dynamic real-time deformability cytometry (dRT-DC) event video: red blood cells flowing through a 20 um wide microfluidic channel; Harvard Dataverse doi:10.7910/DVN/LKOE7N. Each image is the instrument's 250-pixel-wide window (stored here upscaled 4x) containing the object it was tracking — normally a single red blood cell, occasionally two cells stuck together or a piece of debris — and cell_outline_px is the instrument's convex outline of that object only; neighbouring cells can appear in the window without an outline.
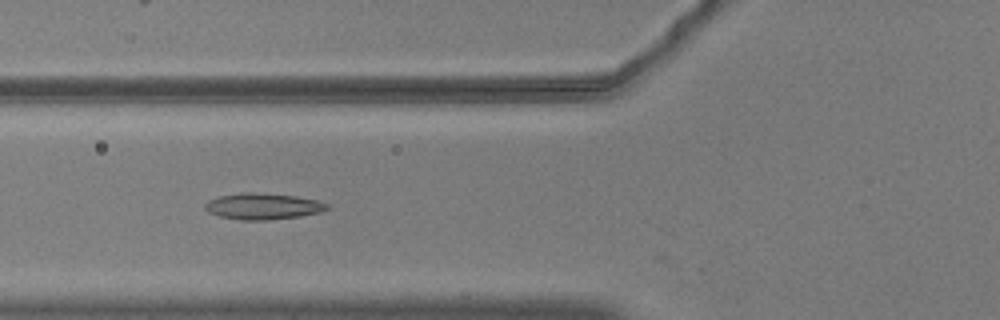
{"species": "common noctule bat (a hibernating species)", "species_latin": "Nyctalus noctula", "temperature_condition": "warm", "stored_images_in_passage": 24, "camera_frame_rate_fps": 3000, "um_per_image_px": 0.085, "animal": {"sex": "male", "body_mass_g": 20.5, "forearm_length_mm": 52.5}, "frame": {"image": 1, "passage_image": 20, "time_ms": 6.333, "image_size_px": [1000, 320], "cell_outline_px": [[332, 208], [320, 212], [300, 216], [268, 220], [240, 220], [220, 216], [208, 212], [204, 208], [204, 204], [208, 200], [220, 196], [244, 192], [252, 192], [296, 196], [316, 200], [328, 204]], "centroid_in_image_um": [22.35, 17.54], "position_along_channel_um": 103.4, "area_um2": 18.67}}
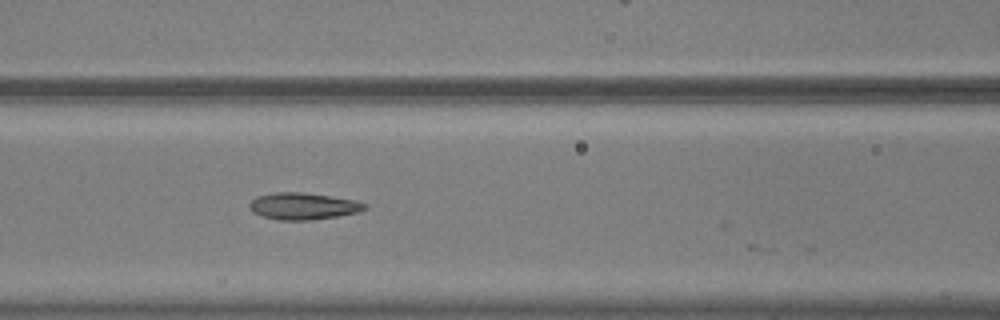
{"frame": {"image": 2, "passage_image": 23, "time_ms": 7.333, "image_size_px": [1000, 320], "cell_outline_px": [[368, 208], [356, 212], [336, 216], [308, 220], [280, 220], [264, 216], [252, 212], [248, 208], [248, 204], [256, 196], [276, 192], [304, 192], [352, 200], [368, 204]], "centroid_in_image_um": [25.72, 17.51], "position_along_channel_um": 140.9, "area_um2": 17.8}}